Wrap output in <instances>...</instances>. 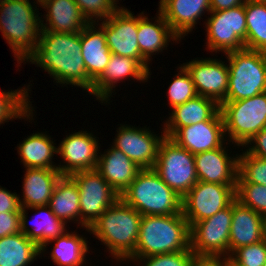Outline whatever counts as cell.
<instances>
[{
    "label": "cell",
    "instance_id": "obj_1",
    "mask_svg": "<svg viewBox=\"0 0 266 266\" xmlns=\"http://www.w3.org/2000/svg\"><path fill=\"white\" fill-rule=\"evenodd\" d=\"M81 50L80 33L41 30L38 44L23 62L43 68L56 83L81 87L92 95L93 82L87 76Z\"/></svg>",
    "mask_w": 266,
    "mask_h": 266
},
{
    "label": "cell",
    "instance_id": "obj_2",
    "mask_svg": "<svg viewBox=\"0 0 266 266\" xmlns=\"http://www.w3.org/2000/svg\"><path fill=\"white\" fill-rule=\"evenodd\" d=\"M190 249V226L183 213L145 215L140 221L135 251L127 259H139Z\"/></svg>",
    "mask_w": 266,
    "mask_h": 266
},
{
    "label": "cell",
    "instance_id": "obj_3",
    "mask_svg": "<svg viewBox=\"0 0 266 266\" xmlns=\"http://www.w3.org/2000/svg\"><path fill=\"white\" fill-rule=\"evenodd\" d=\"M142 215L119 198L88 228L117 261L135 251ZM121 259V260H120Z\"/></svg>",
    "mask_w": 266,
    "mask_h": 266
},
{
    "label": "cell",
    "instance_id": "obj_4",
    "mask_svg": "<svg viewBox=\"0 0 266 266\" xmlns=\"http://www.w3.org/2000/svg\"><path fill=\"white\" fill-rule=\"evenodd\" d=\"M32 5L29 0H0V31L18 64L23 63L40 37L41 18Z\"/></svg>",
    "mask_w": 266,
    "mask_h": 266
},
{
    "label": "cell",
    "instance_id": "obj_5",
    "mask_svg": "<svg viewBox=\"0 0 266 266\" xmlns=\"http://www.w3.org/2000/svg\"><path fill=\"white\" fill-rule=\"evenodd\" d=\"M120 198L142 216L182 212V198L153 169H141Z\"/></svg>",
    "mask_w": 266,
    "mask_h": 266
},
{
    "label": "cell",
    "instance_id": "obj_6",
    "mask_svg": "<svg viewBox=\"0 0 266 266\" xmlns=\"http://www.w3.org/2000/svg\"><path fill=\"white\" fill-rule=\"evenodd\" d=\"M229 83L224 102H233L266 92V54L243 49L226 53Z\"/></svg>",
    "mask_w": 266,
    "mask_h": 266
},
{
    "label": "cell",
    "instance_id": "obj_7",
    "mask_svg": "<svg viewBox=\"0 0 266 266\" xmlns=\"http://www.w3.org/2000/svg\"><path fill=\"white\" fill-rule=\"evenodd\" d=\"M225 133L230 142L246 147L250 139L266 128V92L220 105Z\"/></svg>",
    "mask_w": 266,
    "mask_h": 266
},
{
    "label": "cell",
    "instance_id": "obj_8",
    "mask_svg": "<svg viewBox=\"0 0 266 266\" xmlns=\"http://www.w3.org/2000/svg\"><path fill=\"white\" fill-rule=\"evenodd\" d=\"M153 169L181 198L198 182L194 154L169 137L161 141Z\"/></svg>",
    "mask_w": 266,
    "mask_h": 266
},
{
    "label": "cell",
    "instance_id": "obj_9",
    "mask_svg": "<svg viewBox=\"0 0 266 266\" xmlns=\"http://www.w3.org/2000/svg\"><path fill=\"white\" fill-rule=\"evenodd\" d=\"M207 49L223 51L224 54L245 49L246 15L245 4L221 11L210 12L207 18Z\"/></svg>",
    "mask_w": 266,
    "mask_h": 266
},
{
    "label": "cell",
    "instance_id": "obj_10",
    "mask_svg": "<svg viewBox=\"0 0 266 266\" xmlns=\"http://www.w3.org/2000/svg\"><path fill=\"white\" fill-rule=\"evenodd\" d=\"M79 189L80 225L88 228L114 204L120 195L94 170H85L70 175Z\"/></svg>",
    "mask_w": 266,
    "mask_h": 266
},
{
    "label": "cell",
    "instance_id": "obj_11",
    "mask_svg": "<svg viewBox=\"0 0 266 266\" xmlns=\"http://www.w3.org/2000/svg\"><path fill=\"white\" fill-rule=\"evenodd\" d=\"M236 185L198 181L182 198V213L189 226L227 208L235 199Z\"/></svg>",
    "mask_w": 266,
    "mask_h": 266
},
{
    "label": "cell",
    "instance_id": "obj_12",
    "mask_svg": "<svg viewBox=\"0 0 266 266\" xmlns=\"http://www.w3.org/2000/svg\"><path fill=\"white\" fill-rule=\"evenodd\" d=\"M232 203L190 226V249L196 255L229 256Z\"/></svg>",
    "mask_w": 266,
    "mask_h": 266
},
{
    "label": "cell",
    "instance_id": "obj_13",
    "mask_svg": "<svg viewBox=\"0 0 266 266\" xmlns=\"http://www.w3.org/2000/svg\"><path fill=\"white\" fill-rule=\"evenodd\" d=\"M104 30L109 50L132 59H144L138 46V17L124 7L99 24Z\"/></svg>",
    "mask_w": 266,
    "mask_h": 266
},
{
    "label": "cell",
    "instance_id": "obj_14",
    "mask_svg": "<svg viewBox=\"0 0 266 266\" xmlns=\"http://www.w3.org/2000/svg\"><path fill=\"white\" fill-rule=\"evenodd\" d=\"M118 130L113 147L121 150L141 169L154 168L159 145L165 134L158 137L149 128H136L127 124L121 125Z\"/></svg>",
    "mask_w": 266,
    "mask_h": 266
},
{
    "label": "cell",
    "instance_id": "obj_15",
    "mask_svg": "<svg viewBox=\"0 0 266 266\" xmlns=\"http://www.w3.org/2000/svg\"><path fill=\"white\" fill-rule=\"evenodd\" d=\"M98 140L92 133L79 131L66 135L58 146L59 154L66 165H58L57 169L62 176H70L73 173L94 170L98 162Z\"/></svg>",
    "mask_w": 266,
    "mask_h": 266
},
{
    "label": "cell",
    "instance_id": "obj_16",
    "mask_svg": "<svg viewBox=\"0 0 266 266\" xmlns=\"http://www.w3.org/2000/svg\"><path fill=\"white\" fill-rule=\"evenodd\" d=\"M183 66L189 72L198 96L213 99L221 105L228 91V65L218 59L191 60Z\"/></svg>",
    "mask_w": 266,
    "mask_h": 266
},
{
    "label": "cell",
    "instance_id": "obj_17",
    "mask_svg": "<svg viewBox=\"0 0 266 266\" xmlns=\"http://www.w3.org/2000/svg\"><path fill=\"white\" fill-rule=\"evenodd\" d=\"M225 128L221 111L212 119L178 128L169 138L196 155L224 145Z\"/></svg>",
    "mask_w": 266,
    "mask_h": 266
},
{
    "label": "cell",
    "instance_id": "obj_18",
    "mask_svg": "<svg viewBox=\"0 0 266 266\" xmlns=\"http://www.w3.org/2000/svg\"><path fill=\"white\" fill-rule=\"evenodd\" d=\"M149 70L145 59H132L112 53L104 72L92 85V95L101 103L105 101L107 103L117 81L132 77L135 80L147 82L151 75Z\"/></svg>",
    "mask_w": 266,
    "mask_h": 266
},
{
    "label": "cell",
    "instance_id": "obj_19",
    "mask_svg": "<svg viewBox=\"0 0 266 266\" xmlns=\"http://www.w3.org/2000/svg\"><path fill=\"white\" fill-rule=\"evenodd\" d=\"M225 148L222 146L194 155L198 181L236 185L238 156H228Z\"/></svg>",
    "mask_w": 266,
    "mask_h": 266
},
{
    "label": "cell",
    "instance_id": "obj_20",
    "mask_svg": "<svg viewBox=\"0 0 266 266\" xmlns=\"http://www.w3.org/2000/svg\"><path fill=\"white\" fill-rule=\"evenodd\" d=\"M159 4L158 11L180 40L193 30L205 10L211 12L210 0H160Z\"/></svg>",
    "mask_w": 266,
    "mask_h": 266
},
{
    "label": "cell",
    "instance_id": "obj_21",
    "mask_svg": "<svg viewBox=\"0 0 266 266\" xmlns=\"http://www.w3.org/2000/svg\"><path fill=\"white\" fill-rule=\"evenodd\" d=\"M262 240V216L235 199L232 202L229 256L240 247L255 244Z\"/></svg>",
    "mask_w": 266,
    "mask_h": 266
},
{
    "label": "cell",
    "instance_id": "obj_22",
    "mask_svg": "<svg viewBox=\"0 0 266 266\" xmlns=\"http://www.w3.org/2000/svg\"><path fill=\"white\" fill-rule=\"evenodd\" d=\"M95 24L98 26V23H89L80 32L81 54L87 76L93 83L102 75L112 55L104 30L100 26L96 29Z\"/></svg>",
    "mask_w": 266,
    "mask_h": 266
},
{
    "label": "cell",
    "instance_id": "obj_23",
    "mask_svg": "<svg viewBox=\"0 0 266 266\" xmlns=\"http://www.w3.org/2000/svg\"><path fill=\"white\" fill-rule=\"evenodd\" d=\"M96 170L121 195L141 170L128 156L115 147L98 157Z\"/></svg>",
    "mask_w": 266,
    "mask_h": 266
},
{
    "label": "cell",
    "instance_id": "obj_24",
    "mask_svg": "<svg viewBox=\"0 0 266 266\" xmlns=\"http://www.w3.org/2000/svg\"><path fill=\"white\" fill-rule=\"evenodd\" d=\"M42 7L47 9V24L41 20V30L80 33L89 24L74 0H49Z\"/></svg>",
    "mask_w": 266,
    "mask_h": 266
},
{
    "label": "cell",
    "instance_id": "obj_25",
    "mask_svg": "<svg viewBox=\"0 0 266 266\" xmlns=\"http://www.w3.org/2000/svg\"><path fill=\"white\" fill-rule=\"evenodd\" d=\"M220 111V105L205 96H196L184 104L173 108L167 119L163 133L170 137L178 128L212 119Z\"/></svg>",
    "mask_w": 266,
    "mask_h": 266
},
{
    "label": "cell",
    "instance_id": "obj_26",
    "mask_svg": "<svg viewBox=\"0 0 266 266\" xmlns=\"http://www.w3.org/2000/svg\"><path fill=\"white\" fill-rule=\"evenodd\" d=\"M58 169L26 168L21 208L49 205L54 187L61 177Z\"/></svg>",
    "mask_w": 266,
    "mask_h": 266
},
{
    "label": "cell",
    "instance_id": "obj_27",
    "mask_svg": "<svg viewBox=\"0 0 266 266\" xmlns=\"http://www.w3.org/2000/svg\"><path fill=\"white\" fill-rule=\"evenodd\" d=\"M141 12L138 16V46L141 56L149 62L152 54H156L163 48H167L170 42L180 41L179 37L173 32L163 14L159 11L157 19L154 23L150 22L147 16H142Z\"/></svg>",
    "mask_w": 266,
    "mask_h": 266
},
{
    "label": "cell",
    "instance_id": "obj_28",
    "mask_svg": "<svg viewBox=\"0 0 266 266\" xmlns=\"http://www.w3.org/2000/svg\"><path fill=\"white\" fill-rule=\"evenodd\" d=\"M48 208V209H47ZM28 209H34L38 211L37 222L38 224L32 225V229L28 228L27 223V213ZM21 208L20 221H21V232L26 235V237L34 241L37 246L41 249L47 242L62 236L66 230V223L56 217V215L51 211L49 205H41ZM36 220V219H35ZM36 225V226H35Z\"/></svg>",
    "mask_w": 266,
    "mask_h": 266
},
{
    "label": "cell",
    "instance_id": "obj_29",
    "mask_svg": "<svg viewBox=\"0 0 266 266\" xmlns=\"http://www.w3.org/2000/svg\"><path fill=\"white\" fill-rule=\"evenodd\" d=\"M18 153L26 168L57 169L52 158L57 152L53 139L43 133H33L19 144Z\"/></svg>",
    "mask_w": 266,
    "mask_h": 266
},
{
    "label": "cell",
    "instance_id": "obj_30",
    "mask_svg": "<svg viewBox=\"0 0 266 266\" xmlns=\"http://www.w3.org/2000/svg\"><path fill=\"white\" fill-rule=\"evenodd\" d=\"M79 200V189L75 181L70 176H61L54 187L49 206L56 217L65 223L70 220L80 223Z\"/></svg>",
    "mask_w": 266,
    "mask_h": 266
},
{
    "label": "cell",
    "instance_id": "obj_31",
    "mask_svg": "<svg viewBox=\"0 0 266 266\" xmlns=\"http://www.w3.org/2000/svg\"><path fill=\"white\" fill-rule=\"evenodd\" d=\"M75 232H65L52 241L47 242L41 249L40 253L45 252V248L50 242H55L50 258L58 266H82L88 253V245L85 237H81Z\"/></svg>",
    "mask_w": 266,
    "mask_h": 266
},
{
    "label": "cell",
    "instance_id": "obj_32",
    "mask_svg": "<svg viewBox=\"0 0 266 266\" xmlns=\"http://www.w3.org/2000/svg\"><path fill=\"white\" fill-rule=\"evenodd\" d=\"M40 254L37 244L22 232L0 238V266H28Z\"/></svg>",
    "mask_w": 266,
    "mask_h": 266
},
{
    "label": "cell",
    "instance_id": "obj_33",
    "mask_svg": "<svg viewBox=\"0 0 266 266\" xmlns=\"http://www.w3.org/2000/svg\"><path fill=\"white\" fill-rule=\"evenodd\" d=\"M245 49L266 53V1L247 0L245 3Z\"/></svg>",
    "mask_w": 266,
    "mask_h": 266
},
{
    "label": "cell",
    "instance_id": "obj_34",
    "mask_svg": "<svg viewBox=\"0 0 266 266\" xmlns=\"http://www.w3.org/2000/svg\"><path fill=\"white\" fill-rule=\"evenodd\" d=\"M29 89L27 86V89L24 87L15 91H0V125L14 118L25 119L27 117V120H31L33 107L28 99Z\"/></svg>",
    "mask_w": 266,
    "mask_h": 266
},
{
    "label": "cell",
    "instance_id": "obj_35",
    "mask_svg": "<svg viewBox=\"0 0 266 266\" xmlns=\"http://www.w3.org/2000/svg\"><path fill=\"white\" fill-rule=\"evenodd\" d=\"M244 152L238 156L237 183L266 186V160Z\"/></svg>",
    "mask_w": 266,
    "mask_h": 266
},
{
    "label": "cell",
    "instance_id": "obj_36",
    "mask_svg": "<svg viewBox=\"0 0 266 266\" xmlns=\"http://www.w3.org/2000/svg\"><path fill=\"white\" fill-rule=\"evenodd\" d=\"M179 73L168 87V99L171 108L184 104L197 96L194 83L187 69L182 65Z\"/></svg>",
    "mask_w": 266,
    "mask_h": 266
},
{
    "label": "cell",
    "instance_id": "obj_37",
    "mask_svg": "<svg viewBox=\"0 0 266 266\" xmlns=\"http://www.w3.org/2000/svg\"><path fill=\"white\" fill-rule=\"evenodd\" d=\"M236 200L261 216L266 215V186L255 183H236Z\"/></svg>",
    "mask_w": 266,
    "mask_h": 266
},
{
    "label": "cell",
    "instance_id": "obj_38",
    "mask_svg": "<svg viewBox=\"0 0 266 266\" xmlns=\"http://www.w3.org/2000/svg\"><path fill=\"white\" fill-rule=\"evenodd\" d=\"M89 23L108 19L119 8L116 0H74ZM94 17V18H93ZM95 19V20H93Z\"/></svg>",
    "mask_w": 266,
    "mask_h": 266
},
{
    "label": "cell",
    "instance_id": "obj_39",
    "mask_svg": "<svg viewBox=\"0 0 266 266\" xmlns=\"http://www.w3.org/2000/svg\"><path fill=\"white\" fill-rule=\"evenodd\" d=\"M229 257L230 265L263 266L266 261V243L262 240L255 244L240 247Z\"/></svg>",
    "mask_w": 266,
    "mask_h": 266
},
{
    "label": "cell",
    "instance_id": "obj_40",
    "mask_svg": "<svg viewBox=\"0 0 266 266\" xmlns=\"http://www.w3.org/2000/svg\"><path fill=\"white\" fill-rule=\"evenodd\" d=\"M193 254L191 249H188L176 253H164L132 260L136 262H138L137 260H143L145 262L144 266H191Z\"/></svg>",
    "mask_w": 266,
    "mask_h": 266
},
{
    "label": "cell",
    "instance_id": "obj_41",
    "mask_svg": "<svg viewBox=\"0 0 266 266\" xmlns=\"http://www.w3.org/2000/svg\"><path fill=\"white\" fill-rule=\"evenodd\" d=\"M20 213H0V238L21 232Z\"/></svg>",
    "mask_w": 266,
    "mask_h": 266
},
{
    "label": "cell",
    "instance_id": "obj_42",
    "mask_svg": "<svg viewBox=\"0 0 266 266\" xmlns=\"http://www.w3.org/2000/svg\"><path fill=\"white\" fill-rule=\"evenodd\" d=\"M19 199V195L0 186V213L21 212Z\"/></svg>",
    "mask_w": 266,
    "mask_h": 266
},
{
    "label": "cell",
    "instance_id": "obj_43",
    "mask_svg": "<svg viewBox=\"0 0 266 266\" xmlns=\"http://www.w3.org/2000/svg\"><path fill=\"white\" fill-rule=\"evenodd\" d=\"M249 144L252 145L246 149L249 154L266 160V128L256 133L246 145Z\"/></svg>",
    "mask_w": 266,
    "mask_h": 266
},
{
    "label": "cell",
    "instance_id": "obj_44",
    "mask_svg": "<svg viewBox=\"0 0 266 266\" xmlns=\"http://www.w3.org/2000/svg\"><path fill=\"white\" fill-rule=\"evenodd\" d=\"M191 266H230V257L193 254Z\"/></svg>",
    "mask_w": 266,
    "mask_h": 266
},
{
    "label": "cell",
    "instance_id": "obj_45",
    "mask_svg": "<svg viewBox=\"0 0 266 266\" xmlns=\"http://www.w3.org/2000/svg\"><path fill=\"white\" fill-rule=\"evenodd\" d=\"M211 12L221 11L244 5L247 0H210Z\"/></svg>",
    "mask_w": 266,
    "mask_h": 266
},
{
    "label": "cell",
    "instance_id": "obj_46",
    "mask_svg": "<svg viewBox=\"0 0 266 266\" xmlns=\"http://www.w3.org/2000/svg\"><path fill=\"white\" fill-rule=\"evenodd\" d=\"M263 241L266 243V215L262 216Z\"/></svg>",
    "mask_w": 266,
    "mask_h": 266
},
{
    "label": "cell",
    "instance_id": "obj_47",
    "mask_svg": "<svg viewBox=\"0 0 266 266\" xmlns=\"http://www.w3.org/2000/svg\"><path fill=\"white\" fill-rule=\"evenodd\" d=\"M49 0H37L36 3L43 6Z\"/></svg>",
    "mask_w": 266,
    "mask_h": 266
}]
</instances>
